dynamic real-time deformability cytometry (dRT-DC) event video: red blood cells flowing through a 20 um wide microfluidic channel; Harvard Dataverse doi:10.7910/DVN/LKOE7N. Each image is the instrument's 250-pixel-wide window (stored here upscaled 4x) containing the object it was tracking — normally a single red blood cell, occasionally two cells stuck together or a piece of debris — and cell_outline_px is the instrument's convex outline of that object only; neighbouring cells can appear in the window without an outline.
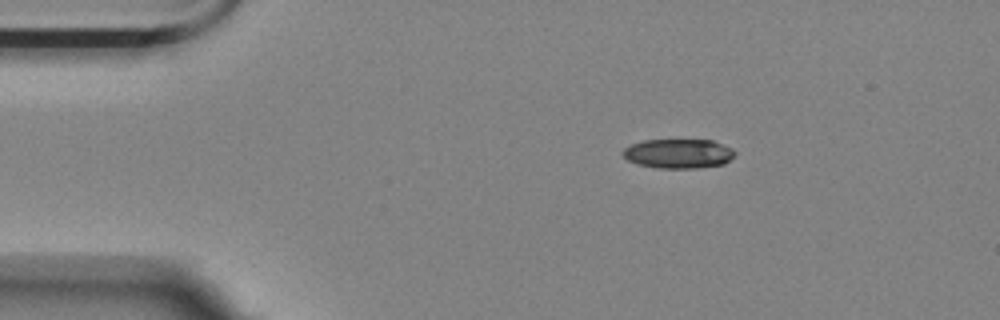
{"species": "Egyptian fruit bat (a non-hibernating species)", "species_latin": "Rousettus aegyptiacus", "temperature_condition": "room temperature", "stored_images_in_passage": 49, "camera_frame_rate_fps": 3000, "um_per_image_px": 0.085, "animal": {"sex": "female"}, "frame": {"image": 1, "passage_image": 1, "time_ms": 0.0, "image_size_px": [1000, 320], "cell_outline_px": [[736, 156], [724, 164], [696, 168], [660, 168], [636, 164], [628, 160], [620, 152], [624, 148], [632, 144], [644, 140], [712, 140], [732, 148], [736, 152]], "centroid_in_image_um": [57.68, 13.06], "position_along_channel_um": 27.3, "area_um2": 19.31}}
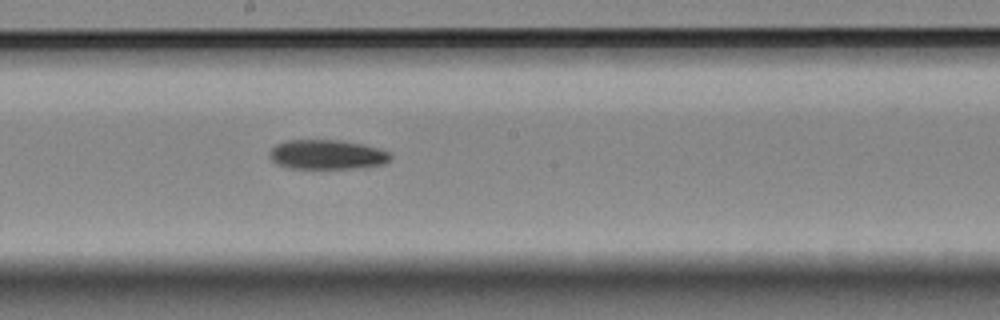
{"frame": {"image": 2, "passage_image": 22, "time_ms": 7.0, "image_size_px": [1000, 320], "cell_outline_px": [[392, 160], [384, 164], [360, 168], [288, 168], [276, 164], [268, 156], [272, 148], [276, 144], [288, 140], [340, 140], [360, 144], [376, 148], [388, 152], [392, 156]], "centroid_in_image_um": [27.79, 13.15], "position_along_channel_um": 220.4, "area_um2": 20.81}}
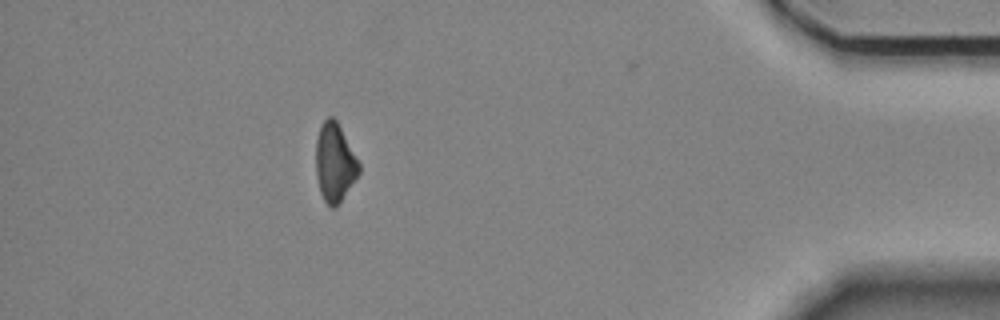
{"frame": {"image": 3, "passage_image": 42, "time_ms": 13.667, "image_size_px": [1000, 320], "cell_outline_px": [[360, 172], [336, 208], [332, 208], [324, 200], [320, 192], [316, 176], [316, 140], [320, 128], [324, 120], [328, 116], [332, 116], [336, 120], [360, 164]], "centroid_in_image_um": [28.44, 13.84], "position_along_channel_um": 406.8, "area_um2": 19.48}}